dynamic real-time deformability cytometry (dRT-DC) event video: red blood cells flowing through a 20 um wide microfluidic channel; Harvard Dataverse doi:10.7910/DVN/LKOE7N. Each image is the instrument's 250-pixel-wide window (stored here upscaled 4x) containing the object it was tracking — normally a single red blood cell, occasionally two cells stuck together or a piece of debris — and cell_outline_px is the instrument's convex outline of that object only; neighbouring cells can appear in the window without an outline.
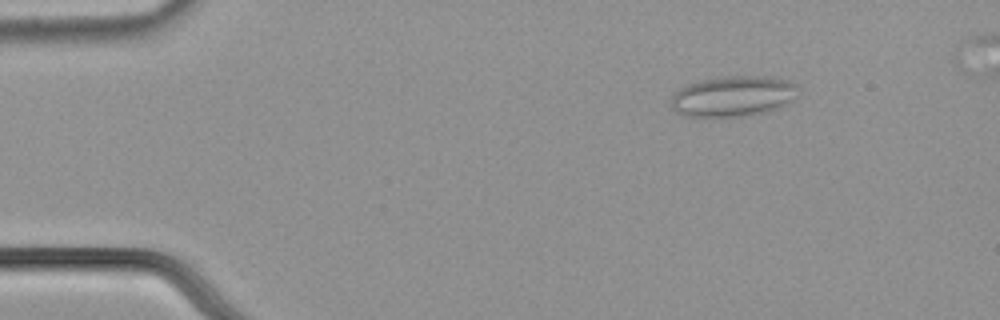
{"species": "common noctule bat (a hibernating species)", "species_latin": "Nyctalus noctula", "temperature_condition": "cold", "stored_images_in_passage": 48, "camera_frame_rate_fps": 3000, "um_per_image_px": 0.085, "animal": {"sex": "male", "body_mass_g": 21.5, "forearm_length_mm": 52.0}, "frame": {"image": 1, "passage_image": 3, "time_ms": 0.667, "image_size_px": [1000, 320], "cell_outline_px": [[796, 96], [792, 100], [784, 104], [764, 112], [744, 116], [688, 116], [672, 108], [672, 96], [680, 88], [688, 84], [720, 76], [764, 76], [784, 80], [796, 84]], "centroid_in_image_um": [62.3, 8.17], "position_along_channel_um": 22.7, "area_um2": 29.36}}
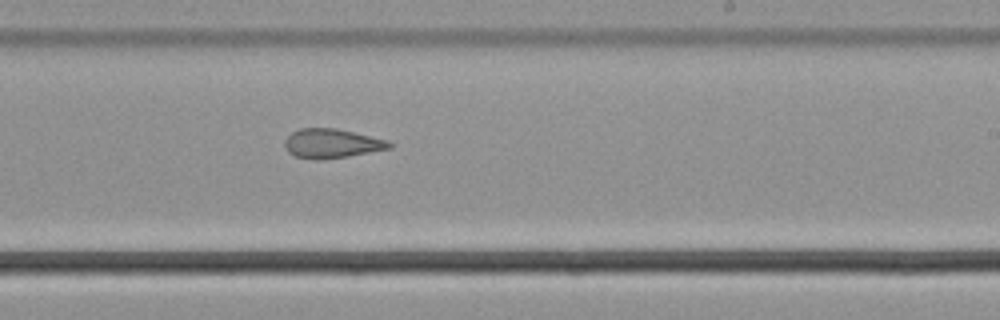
{"frame": {"image": 2, "passage_image": 29, "time_ms": 9.333, "image_size_px": [1000, 320], "cell_outline_px": [[392, 148], [348, 156], [296, 156], [288, 152], [284, 144], [284, 140], [292, 132], [300, 128], [336, 128], [388, 140], [392, 144]], "centroid_in_image_um": [28.24, 12.14], "position_along_channel_um": 260.8, "area_um2": 16.99}}
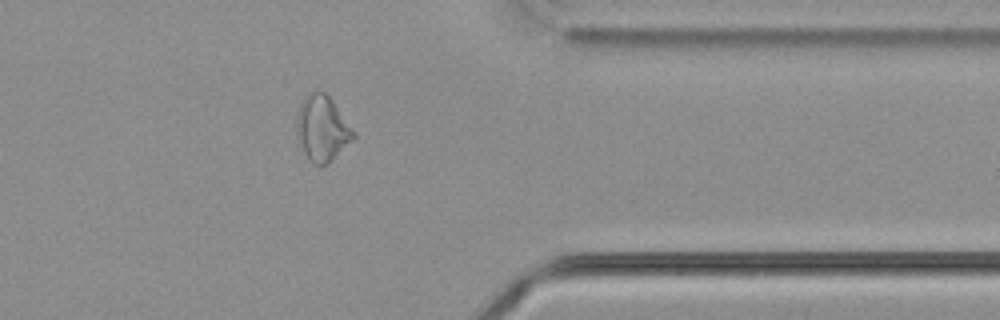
{"frame": {"image": 3, "passage_image": 40, "time_ms": 13.0, "image_size_px": [1000, 320], "cell_outline_px": [[356, 136], [328, 164], [312, 164], [308, 160], [304, 152], [296, 132], [296, 124], [300, 104], [304, 96], [308, 92], [316, 88], [324, 92], [332, 100], [356, 132]], "centroid_in_image_um": [27.38, 10.88], "position_along_channel_um": 384.0, "area_um2": 21.73}}